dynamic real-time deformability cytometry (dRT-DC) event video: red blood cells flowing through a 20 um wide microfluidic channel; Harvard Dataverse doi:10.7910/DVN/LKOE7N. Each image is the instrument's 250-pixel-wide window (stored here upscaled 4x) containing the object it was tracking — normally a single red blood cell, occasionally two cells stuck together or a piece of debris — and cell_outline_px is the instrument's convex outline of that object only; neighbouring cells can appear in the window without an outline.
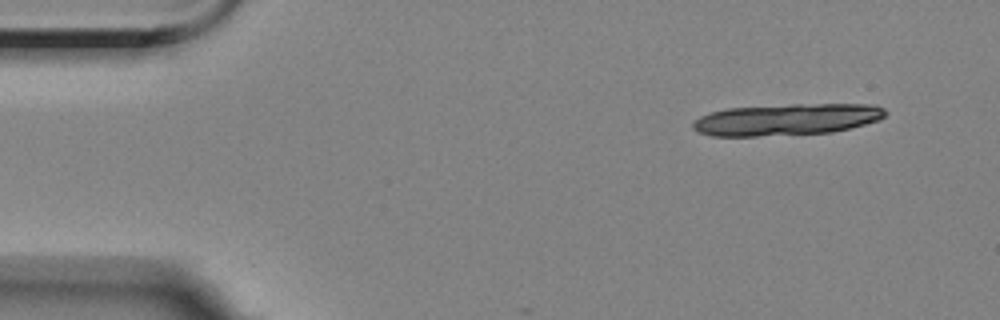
{"species": "Egyptian fruit bat (a non-hibernating species)", "species_latin": "Rousettus aegyptiacus", "temperature_condition": "room temperature", "stored_images_in_passage": 5, "segment_of_instrument_passage": [2, 2], "camera_frame_rate_fps": 3000, "um_per_image_px": 0.085, "animal": {"sex": "female"}, "frame": {"image": 1, "passage_image": 5, "time_ms": 5.333, "image_size_px": [1000, 320], "cell_outline_px": [[888, 112], [880, 120], [832, 132], [756, 136], [712, 136], [696, 132], [692, 128], [692, 120], [700, 116], [712, 112], [728, 108], [792, 104], [876, 104], [884, 108]], "centroid_in_image_um": [66.85, 10.15], "position_along_channel_um": 18.2, "area_um2": 35.6}}